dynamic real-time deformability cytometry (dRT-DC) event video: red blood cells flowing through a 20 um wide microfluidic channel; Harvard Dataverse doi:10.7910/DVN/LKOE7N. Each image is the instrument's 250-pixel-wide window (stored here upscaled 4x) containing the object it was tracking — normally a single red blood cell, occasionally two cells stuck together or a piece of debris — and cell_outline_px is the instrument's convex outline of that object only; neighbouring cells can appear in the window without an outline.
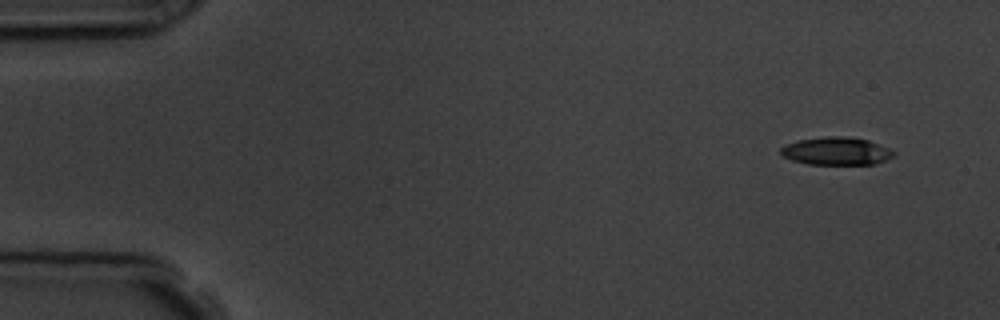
{"species": "common noctule bat (a hibernating species)", "species_latin": "Nyctalus noctula", "temperature_condition": "room temperature", "stored_images_in_passage": 7, "camera_frame_rate_fps": 3000, "um_per_image_px": 0.085, "animal": {"sex": "male", "body_mass_g": 19.5, "forearm_length_mm": 54.6}, "frame": {"image": 1, "passage_image": 1, "time_ms": 0.0, "image_size_px": [1000, 320], "cell_outline_px": [[896, 152], [892, 156], [876, 164], [808, 164], [792, 160], [784, 156], [780, 152], [780, 148], [784, 144], [796, 140], [824, 136], [848, 136], [868, 140], [888, 148]], "centroid_in_image_um": [71.05, 12.83], "position_along_channel_um": 14.0, "area_um2": 18.38}}
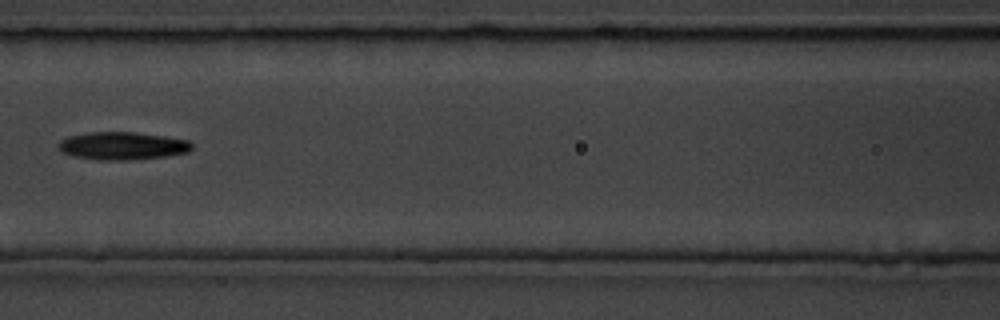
{"frame": {"image": 2, "passage_image": 7, "time_ms": 6.667, "image_size_px": [1000, 320], "cell_outline_px": [[192, 148], [188, 152], [168, 156], [128, 160], [100, 160], [72, 156], [60, 152], [60, 140], [68, 136], [88, 132], [136, 132], [164, 136], [188, 140], [192, 144]], "centroid_in_image_um": [10.4, 12.4], "position_along_channel_um": 156.2, "area_um2": 21.68}}